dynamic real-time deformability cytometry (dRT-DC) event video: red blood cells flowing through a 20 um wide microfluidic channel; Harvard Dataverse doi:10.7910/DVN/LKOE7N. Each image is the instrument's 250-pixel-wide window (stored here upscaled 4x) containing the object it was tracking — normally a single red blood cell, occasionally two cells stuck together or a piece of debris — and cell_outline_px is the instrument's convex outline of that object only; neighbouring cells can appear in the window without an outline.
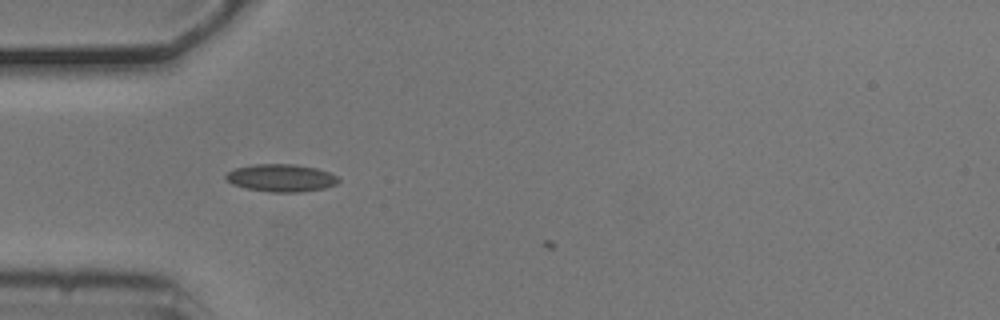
{"species": "common noctule bat (a hibernating species)", "species_latin": "Nyctalus noctula", "temperature_condition": "cold", "stored_images_in_passage": 3, "camera_frame_rate_fps": 3000, "um_per_image_px": 0.085, "animal": {"sex": "male", "body_mass_g": 20.5, "forearm_length_mm": 52.5}, "frame": {"image": 1, "passage_image": 1, "time_ms": 0.0, "image_size_px": [1000, 320], "cell_outline_px": [[340, 180], [336, 184], [324, 188], [300, 192], [272, 192], [248, 188], [232, 184], [224, 180], [224, 176], [228, 172], [236, 168], [256, 164], [296, 164], [316, 168], [328, 172], [336, 176]], "centroid_in_image_um": [23.88, 15.12], "position_along_channel_um": 61.1, "area_um2": 17.98}}